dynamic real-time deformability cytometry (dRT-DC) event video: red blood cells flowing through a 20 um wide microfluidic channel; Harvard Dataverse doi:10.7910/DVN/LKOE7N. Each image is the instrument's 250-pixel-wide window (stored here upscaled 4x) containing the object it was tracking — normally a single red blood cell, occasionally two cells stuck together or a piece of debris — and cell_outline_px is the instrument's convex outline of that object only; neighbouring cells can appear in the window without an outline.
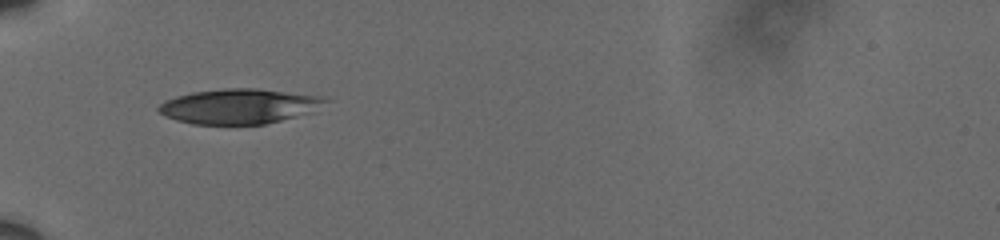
{"species": "human", "species_latin": "Homo sapiens", "temperature_condition": "cold", "stored_images_in_passage": 38, "camera_frame_rate_fps": 3000, "um_per_image_px": 0.085, "donor": {"sex": "male"}, "frame": {"image": 1, "passage_image": 1, "time_ms": 0.0, "image_size_px": [1000, 240], "cell_outline_px": [[332, 100], [316, 112], [264, 124], [192, 124], [176, 120], [160, 112], [156, 108], [164, 100], [176, 96], [192, 92], [224, 88], [256, 88], [324, 96]], "centroid_in_image_um": [20.42, 9.02], "position_along_channel_um": 64.6, "area_um2": 34.39}}
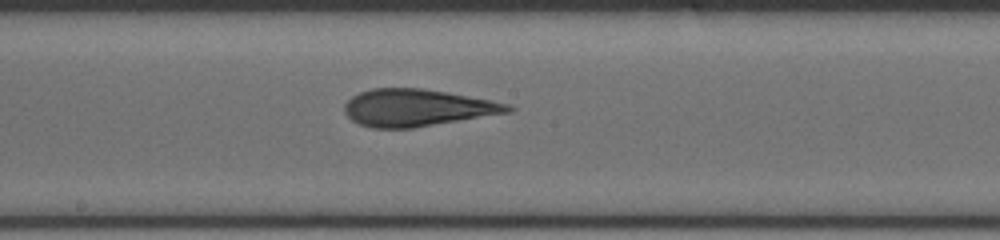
{"frame": {"image": 2, "passage_image": 14, "time_ms": 4.333, "image_size_px": [1000, 240], "cell_outline_px": [[516, 108], [512, 112], [412, 128], [372, 128], [360, 124], [352, 120], [344, 112], [344, 104], [352, 96], [360, 92], [372, 88], [420, 88], [492, 100], [508, 104]], "centroid_in_image_um": [35.45, 9.16], "position_along_channel_um": 212.7, "area_um2": 35.2}}
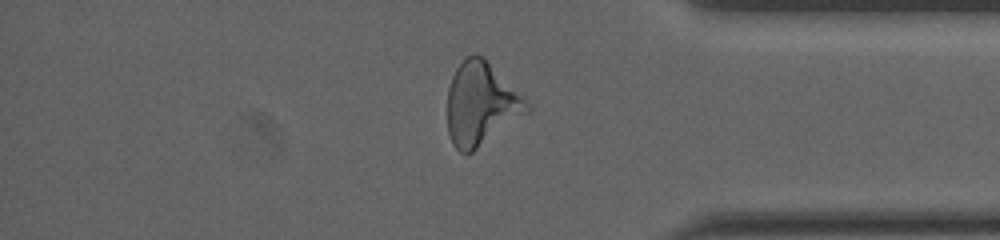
{"frame": {"image": 3, "passage_image": 30, "time_ms": 9.667, "image_size_px": [1000, 240], "cell_outline_px": [[532, 108], [528, 112], [472, 152], [460, 152], [452, 144], [448, 132], [448, 88], [452, 76], [456, 68], [468, 56], [484, 56]], "centroid_in_image_um": [40.85, 8.85], "position_along_channel_um": 394.3, "area_um2": 37.57}, "authors_computed_cell_mechanics": {"area_um2": 35.2002, "velocity_mm_per_s": 3.6249, "shape_relaxation_time_tau1_ms": 4.6663, "shape_relaxation_time_tau2_ms": 2.08, "deformation_change_tau1": 0.1541, "deformation_change_tau2": 0.1099}}